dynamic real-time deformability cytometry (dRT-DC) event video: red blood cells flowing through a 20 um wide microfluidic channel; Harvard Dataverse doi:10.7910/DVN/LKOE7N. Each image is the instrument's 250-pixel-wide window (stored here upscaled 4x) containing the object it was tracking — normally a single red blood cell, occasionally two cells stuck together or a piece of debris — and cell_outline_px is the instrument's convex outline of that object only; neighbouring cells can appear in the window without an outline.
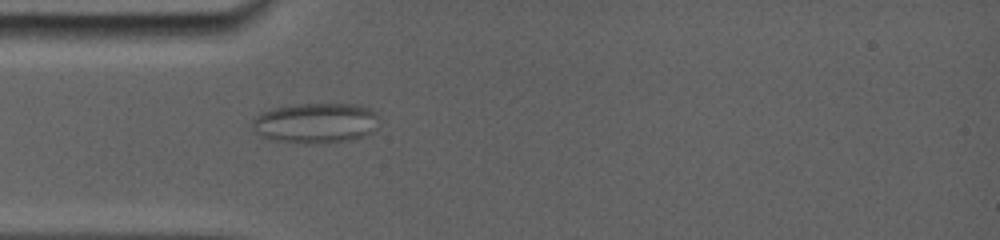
{"species": "common noctule bat (a hibernating species)", "species_latin": "Nyctalus noctula", "temperature_condition": "room temperature", "stored_images_in_passage": 10, "camera_frame_rate_fps": 5000, "um_per_image_px": 0.085, "animal": {"sex": "female", "body_mass_g": 19.0, "forearm_length_mm": 56.7}, "frame": {"image": 1, "passage_image": 4, "time_ms": 0.8, "image_size_px": [1000, 240], "cell_outline_px": [[372, 116], [360, 132], [356, 136], [340, 140], [292, 140], [268, 136], [252, 120], [256, 116], [272, 108], [296, 104], [356, 104], [368, 108], [372, 112]], "centroid_in_image_um": [26.7, 10.33], "position_along_channel_um": 58.3, "area_um2": 25.66}}
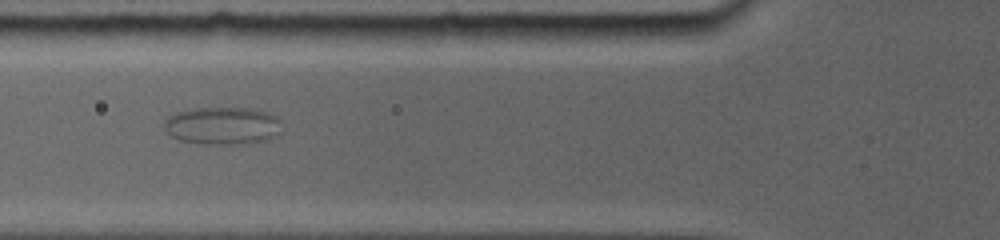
{"frame": {"image": 2, "passage_image": 9, "time_ms": 2.2, "image_size_px": [1000, 240], "cell_outline_px": [[280, 120], [268, 136], [256, 140], [180, 140], [172, 136], [168, 132], [168, 116], [180, 112], [196, 108], [248, 108], [276, 116]], "centroid_in_image_um": [18.81, 10.57], "position_along_channel_um": 107.0, "area_um2": 22.54}}